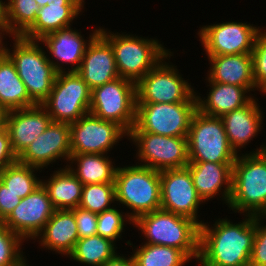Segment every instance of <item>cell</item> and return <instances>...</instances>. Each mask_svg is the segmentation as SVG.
I'll return each instance as SVG.
<instances>
[{"label": "cell", "mask_w": 266, "mask_h": 266, "mask_svg": "<svg viewBox=\"0 0 266 266\" xmlns=\"http://www.w3.org/2000/svg\"><path fill=\"white\" fill-rule=\"evenodd\" d=\"M240 222L219 217L200 225L198 266H249L255 237V216Z\"/></svg>", "instance_id": "obj_1"}, {"label": "cell", "mask_w": 266, "mask_h": 266, "mask_svg": "<svg viewBox=\"0 0 266 266\" xmlns=\"http://www.w3.org/2000/svg\"><path fill=\"white\" fill-rule=\"evenodd\" d=\"M133 228L134 230L137 228L138 234H141L144 240L142 243L179 249L197 263L200 225L196 221L158 209L136 218L133 221Z\"/></svg>", "instance_id": "obj_2"}, {"label": "cell", "mask_w": 266, "mask_h": 266, "mask_svg": "<svg viewBox=\"0 0 266 266\" xmlns=\"http://www.w3.org/2000/svg\"><path fill=\"white\" fill-rule=\"evenodd\" d=\"M227 207L240 215L266 216V151L238 154Z\"/></svg>", "instance_id": "obj_3"}, {"label": "cell", "mask_w": 266, "mask_h": 266, "mask_svg": "<svg viewBox=\"0 0 266 266\" xmlns=\"http://www.w3.org/2000/svg\"><path fill=\"white\" fill-rule=\"evenodd\" d=\"M114 32L102 26L99 33L111 44L119 76L135 83L171 51L156 37Z\"/></svg>", "instance_id": "obj_4"}, {"label": "cell", "mask_w": 266, "mask_h": 266, "mask_svg": "<svg viewBox=\"0 0 266 266\" xmlns=\"http://www.w3.org/2000/svg\"><path fill=\"white\" fill-rule=\"evenodd\" d=\"M121 165L115 172L116 204L127 208L133 221L161 209L160 171L136 163Z\"/></svg>", "instance_id": "obj_5"}, {"label": "cell", "mask_w": 266, "mask_h": 266, "mask_svg": "<svg viewBox=\"0 0 266 266\" xmlns=\"http://www.w3.org/2000/svg\"><path fill=\"white\" fill-rule=\"evenodd\" d=\"M11 42L7 56L15 65L29 97L40 105L50 94L57 72L38 40L14 36Z\"/></svg>", "instance_id": "obj_6"}, {"label": "cell", "mask_w": 266, "mask_h": 266, "mask_svg": "<svg viewBox=\"0 0 266 266\" xmlns=\"http://www.w3.org/2000/svg\"><path fill=\"white\" fill-rule=\"evenodd\" d=\"M173 54L170 51L136 83L137 103L197 102L195 87L170 61Z\"/></svg>", "instance_id": "obj_7"}, {"label": "cell", "mask_w": 266, "mask_h": 266, "mask_svg": "<svg viewBox=\"0 0 266 266\" xmlns=\"http://www.w3.org/2000/svg\"><path fill=\"white\" fill-rule=\"evenodd\" d=\"M189 162L235 163L238 154L228 141L222 119L197 110L187 135Z\"/></svg>", "instance_id": "obj_8"}, {"label": "cell", "mask_w": 266, "mask_h": 266, "mask_svg": "<svg viewBox=\"0 0 266 266\" xmlns=\"http://www.w3.org/2000/svg\"><path fill=\"white\" fill-rule=\"evenodd\" d=\"M136 83L118 77L91 90L89 113L121 126L127 133L136 122Z\"/></svg>", "instance_id": "obj_9"}, {"label": "cell", "mask_w": 266, "mask_h": 266, "mask_svg": "<svg viewBox=\"0 0 266 266\" xmlns=\"http://www.w3.org/2000/svg\"><path fill=\"white\" fill-rule=\"evenodd\" d=\"M91 90L77 72L57 73L52 90L40 104L53 122L74 123L89 113Z\"/></svg>", "instance_id": "obj_10"}, {"label": "cell", "mask_w": 266, "mask_h": 266, "mask_svg": "<svg viewBox=\"0 0 266 266\" xmlns=\"http://www.w3.org/2000/svg\"><path fill=\"white\" fill-rule=\"evenodd\" d=\"M197 102L137 103L136 122L130 132L187 137Z\"/></svg>", "instance_id": "obj_11"}, {"label": "cell", "mask_w": 266, "mask_h": 266, "mask_svg": "<svg viewBox=\"0 0 266 266\" xmlns=\"http://www.w3.org/2000/svg\"><path fill=\"white\" fill-rule=\"evenodd\" d=\"M128 141L132 148L135 146L136 164L158 171L184 168L189 164L187 137L129 132Z\"/></svg>", "instance_id": "obj_12"}, {"label": "cell", "mask_w": 266, "mask_h": 266, "mask_svg": "<svg viewBox=\"0 0 266 266\" xmlns=\"http://www.w3.org/2000/svg\"><path fill=\"white\" fill-rule=\"evenodd\" d=\"M263 27L250 22L222 21L199 27L197 38L206 56L252 53L254 41Z\"/></svg>", "instance_id": "obj_13"}, {"label": "cell", "mask_w": 266, "mask_h": 266, "mask_svg": "<svg viewBox=\"0 0 266 266\" xmlns=\"http://www.w3.org/2000/svg\"><path fill=\"white\" fill-rule=\"evenodd\" d=\"M124 138L128 133L121 126L91 113L70 124L71 154L110 155Z\"/></svg>", "instance_id": "obj_14"}, {"label": "cell", "mask_w": 266, "mask_h": 266, "mask_svg": "<svg viewBox=\"0 0 266 266\" xmlns=\"http://www.w3.org/2000/svg\"><path fill=\"white\" fill-rule=\"evenodd\" d=\"M161 209L196 221L199 225L200 206L204 202L198 196L188 167L160 171ZM200 219V220H199Z\"/></svg>", "instance_id": "obj_15"}, {"label": "cell", "mask_w": 266, "mask_h": 266, "mask_svg": "<svg viewBox=\"0 0 266 266\" xmlns=\"http://www.w3.org/2000/svg\"><path fill=\"white\" fill-rule=\"evenodd\" d=\"M72 27L51 32L38 40L47 51L48 60L57 73L79 70L88 45L101 28V26H96L85 39V35L81 34V29L77 30L76 27H73L74 29Z\"/></svg>", "instance_id": "obj_16"}, {"label": "cell", "mask_w": 266, "mask_h": 266, "mask_svg": "<svg viewBox=\"0 0 266 266\" xmlns=\"http://www.w3.org/2000/svg\"><path fill=\"white\" fill-rule=\"evenodd\" d=\"M70 156V124L52 121L47 129L23 151L17 161L45 170L59 161L66 163L62 167L67 166Z\"/></svg>", "instance_id": "obj_17"}, {"label": "cell", "mask_w": 266, "mask_h": 266, "mask_svg": "<svg viewBox=\"0 0 266 266\" xmlns=\"http://www.w3.org/2000/svg\"><path fill=\"white\" fill-rule=\"evenodd\" d=\"M55 210L46 189L41 184L21 199L2 224L19 235L25 243L31 242L42 231Z\"/></svg>", "instance_id": "obj_18"}, {"label": "cell", "mask_w": 266, "mask_h": 266, "mask_svg": "<svg viewBox=\"0 0 266 266\" xmlns=\"http://www.w3.org/2000/svg\"><path fill=\"white\" fill-rule=\"evenodd\" d=\"M257 97H253L246 105L222 115L224 129L230 146L237 154L261 153L266 151V142L251 151H241L261 134L264 129V114ZM262 110V111H261ZM256 137V138H255ZM254 138V139H253Z\"/></svg>", "instance_id": "obj_19"}, {"label": "cell", "mask_w": 266, "mask_h": 266, "mask_svg": "<svg viewBox=\"0 0 266 266\" xmlns=\"http://www.w3.org/2000/svg\"><path fill=\"white\" fill-rule=\"evenodd\" d=\"M233 164L189 162L187 167L190 170L193 184L204 203L208 204L207 202L217 197L222 205L228 206L232 188Z\"/></svg>", "instance_id": "obj_20"}, {"label": "cell", "mask_w": 266, "mask_h": 266, "mask_svg": "<svg viewBox=\"0 0 266 266\" xmlns=\"http://www.w3.org/2000/svg\"><path fill=\"white\" fill-rule=\"evenodd\" d=\"M52 118L41 106L8 111L6 127L12 151L17 158L50 125Z\"/></svg>", "instance_id": "obj_21"}, {"label": "cell", "mask_w": 266, "mask_h": 266, "mask_svg": "<svg viewBox=\"0 0 266 266\" xmlns=\"http://www.w3.org/2000/svg\"><path fill=\"white\" fill-rule=\"evenodd\" d=\"M77 73L90 90L120 77L111 44L100 33L88 45Z\"/></svg>", "instance_id": "obj_22"}, {"label": "cell", "mask_w": 266, "mask_h": 266, "mask_svg": "<svg viewBox=\"0 0 266 266\" xmlns=\"http://www.w3.org/2000/svg\"><path fill=\"white\" fill-rule=\"evenodd\" d=\"M79 239L77 224L72 210H55L42 231L32 243L37 240L38 246L62 257H68ZM50 250V251H49Z\"/></svg>", "instance_id": "obj_23"}, {"label": "cell", "mask_w": 266, "mask_h": 266, "mask_svg": "<svg viewBox=\"0 0 266 266\" xmlns=\"http://www.w3.org/2000/svg\"><path fill=\"white\" fill-rule=\"evenodd\" d=\"M83 1H55L40 7L35 22L21 35L28 40H39L44 35L73 26L84 15Z\"/></svg>", "instance_id": "obj_24"}, {"label": "cell", "mask_w": 266, "mask_h": 266, "mask_svg": "<svg viewBox=\"0 0 266 266\" xmlns=\"http://www.w3.org/2000/svg\"><path fill=\"white\" fill-rule=\"evenodd\" d=\"M209 67L207 78L211 82L225 83L247 88L250 92L259 91L253 78L252 54H232L207 56Z\"/></svg>", "instance_id": "obj_25"}, {"label": "cell", "mask_w": 266, "mask_h": 266, "mask_svg": "<svg viewBox=\"0 0 266 266\" xmlns=\"http://www.w3.org/2000/svg\"><path fill=\"white\" fill-rule=\"evenodd\" d=\"M205 81L208 88L206 96L197 90H195V94L197 109L208 116L221 117L246 105L254 97V94L245 87L211 82L207 78Z\"/></svg>", "instance_id": "obj_26"}, {"label": "cell", "mask_w": 266, "mask_h": 266, "mask_svg": "<svg viewBox=\"0 0 266 266\" xmlns=\"http://www.w3.org/2000/svg\"><path fill=\"white\" fill-rule=\"evenodd\" d=\"M55 169L57 170L51 171L50 176H42L41 179V184L46 189L52 205L56 210L77 208L81 200L83 184L67 166Z\"/></svg>", "instance_id": "obj_27"}, {"label": "cell", "mask_w": 266, "mask_h": 266, "mask_svg": "<svg viewBox=\"0 0 266 266\" xmlns=\"http://www.w3.org/2000/svg\"><path fill=\"white\" fill-rule=\"evenodd\" d=\"M107 154H71L67 167L83 184L111 183L117 165Z\"/></svg>", "instance_id": "obj_28"}, {"label": "cell", "mask_w": 266, "mask_h": 266, "mask_svg": "<svg viewBox=\"0 0 266 266\" xmlns=\"http://www.w3.org/2000/svg\"><path fill=\"white\" fill-rule=\"evenodd\" d=\"M36 105L29 97L11 59L8 56L0 57V106L11 111Z\"/></svg>", "instance_id": "obj_29"}, {"label": "cell", "mask_w": 266, "mask_h": 266, "mask_svg": "<svg viewBox=\"0 0 266 266\" xmlns=\"http://www.w3.org/2000/svg\"><path fill=\"white\" fill-rule=\"evenodd\" d=\"M125 243L132 248L130 254L133 257L134 266H185L191 261L181 250L173 247L146 243L136 246L131 240Z\"/></svg>", "instance_id": "obj_30"}, {"label": "cell", "mask_w": 266, "mask_h": 266, "mask_svg": "<svg viewBox=\"0 0 266 266\" xmlns=\"http://www.w3.org/2000/svg\"><path fill=\"white\" fill-rule=\"evenodd\" d=\"M117 249L113 241L94 235L78 239L68 258L84 266H102L118 252Z\"/></svg>", "instance_id": "obj_31"}, {"label": "cell", "mask_w": 266, "mask_h": 266, "mask_svg": "<svg viewBox=\"0 0 266 266\" xmlns=\"http://www.w3.org/2000/svg\"><path fill=\"white\" fill-rule=\"evenodd\" d=\"M42 172L38 168L21 164L17 161L12 165L6 166L0 172V181L23 199L41 185L42 177L37 173L40 174Z\"/></svg>", "instance_id": "obj_32"}, {"label": "cell", "mask_w": 266, "mask_h": 266, "mask_svg": "<svg viewBox=\"0 0 266 266\" xmlns=\"http://www.w3.org/2000/svg\"><path fill=\"white\" fill-rule=\"evenodd\" d=\"M115 205V182L83 185L78 207L98 214Z\"/></svg>", "instance_id": "obj_33"}, {"label": "cell", "mask_w": 266, "mask_h": 266, "mask_svg": "<svg viewBox=\"0 0 266 266\" xmlns=\"http://www.w3.org/2000/svg\"><path fill=\"white\" fill-rule=\"evenodd\" d=\"M7 25L15 36H21L36 20L40 9L35 0H7Z\"/></svg>", "instance_id": "obj_34"}, {"label": "cell", "mask_w": 266, "mask_h": 266, "mask_svg": "<svg viewBox=\"0 0 266 266\" xmlns=\"http://www.w3.org/2000/svg\"><path fill=\"white\" fill-rule=\"evenodd\" d=\"M118 208L121 209L119 205H115L97 214V235L109 239L115 244L123 238L122 235L128 228L126 225L133 226V220L124 210Z\"/></svg>", "instance_id": "obj_35"}, {"label": "cell", "mask_w": 266, "mask_h": 266, "mask_svg": "<svg viewBox=\"0 0 266 266\" xmlns=\"http://www.w3.org/2000/svg\"><path fill=\"white\" fill-rule=\"evenodd\" d=\"M24 242L19 235L0 223V266H30L23 252Z\"/></svg>", "instance_id": "obj_36"}, {"label": "cell", "mask_w": 266, "mask_h": 266, "mask_svg": "<svg viewBox=\"0 0 266 266\" xmlns=\"http://www.w3.org/2000/svg\"><path fill=\"white\" fill-rule=\"evenodd\" d=\"M253 78L260 95H266V32L262 30L254 41L252 50Z\"/></svg>", "instance_id": "obj_37"}, {"label": "cell", "mask_w": 266, "mask_h": 266, "mask_svg": "<svg viewBox=\"0 0 266 266\" xmlns=\"http://www.w3.org/2000/svg\"><path fill=\"white\" fill-rule=\"evenodd\" d=\"M265 220L266 216H255V237L249 266H266Z\"/></svg>", "instance_id": "obj_38"}, {"label": "cell", "mask_w": 266, "mask_h": 266, "mask_svg": "<svg viewBox=\"0 0 266 266\" xmlns=\"http://www.w3.org/2000/svg\"><path fill=\"white\" fill-rule=\"evenodd\" d=\"M77 224L79 239L97 235V213L77 207L72 209Z\"/></svg>", "instance_id": "obj_39"}, {"label": "cell", "mask_w": 266, "mask_h": 266, "mask_svg": "<svg viewBox=\"0 0 266 266\" xmlns=\"http://www.w3.org/2000/svg\"><path fill=\"white\" fill-rule=\"evenodd\" d=\"M21 198L0 181V223H2L20 203Z\"/></svg>", "instance_id": "obj_40"}, {"label": "cell", "mask_w": 266, "mask_h": 266, "mask_svg": "<svg viewBox=\"0 0 266 266\" xmlns=\"http://www.w3.org/2000/svg\"><path fill=\"white\" fill-rule=\"evenodd\" d=\"M17 162L10 144V136L7 127L0 130V172L9 165Z\"/></svg>", "instance_id": "obj_41"}, {"label": "cell", "mask_w": 266, "mask_h": 266, "mask_svg": "<svg viewBox=\"0 0 266 266\" xmlns=\"http://www.w3.org/2000/svg\"><path fill=\"white\" fill-rule=\"evenodd\" d=\"M116 253L112 258L106 261L102 266H134V260L129 253L126 255Z\"/></svg>", "instance_id": "obj_42"}, {"label": "cell", "mask_w": 266, "mask_h": 266, "mask_svg": "<svg viewBox=\"0 0 266 266\" xmlns=\"http://www.w3.org/2000/svg\"><path fill=\"white\" fill-rule=\"evenodd\" d=\"M6 36L9 37V40H12L15 35L10 31L7 24H0V57L7 56L8 42Z\"/></svg>", "instance_id": "obj_43"}, {"label": "cell", "mask_w": 266, "mask_h": 266, "mask_svg": "<svg viewBox=\"0 0 266 266\" xmlns=\"http://www.w3.org/2000/svg\"><path fill=\"white\" fill-rule=\"evenodd\" d=\"M0 24H7V4L6 0H0Z\"/></svg>", "instance_id": "obj_44"}, {"label": "cell", "mask_w": 266, "mask_h": 266, "mask_svg": "<svg viewBox=\"0 0 266 266\" xmlns=\"http://www.w3.org/2000/svg\"><path fill=\"white\" fill-rule=\"evenodd\" d=\"M8 111L0 106V130L6 127V118Z\"/></svg>", "instance_id": "obj_45"}, {"label": "cell", "mask_w": 266, "mask_h": 266, "mask_svg": "<svg viewBox=\"0 0 266 266\" xmlns=\"http://www.w3.org/2000/svg\"><path fill=\"white\" fill-rule=\"evenodd\" d=\"M39 7H43L47 4H50L51 2L55 1H82V0H35Z\"/></svg>", "instance_id": "obj_46"}]
</instances>
